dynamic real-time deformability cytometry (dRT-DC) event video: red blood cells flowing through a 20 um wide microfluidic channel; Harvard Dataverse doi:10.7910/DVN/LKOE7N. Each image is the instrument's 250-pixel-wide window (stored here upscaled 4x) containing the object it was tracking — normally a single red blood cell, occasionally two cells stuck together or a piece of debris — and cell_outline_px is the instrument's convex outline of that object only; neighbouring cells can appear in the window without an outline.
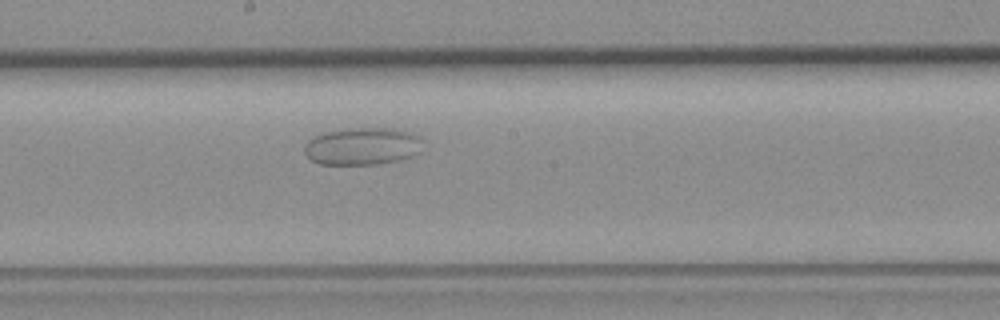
{"species": "common noctule bat (a hibernating species)", "species_latin": "Nyctalus noctula", "temperature_condition": "room temperature", "stored_images_in_passage": 9, "camera_frame_rate_fps": 3000, "um_per_image_px": 0.085, "animal": {"sex": "female", "body_mass_g": 19.3, "forearm_length_mm": 54.1}, "frame": {"image": 1, "passage_image": 9, "time_ms": 9.0, "image_size_px": [1000, 320], "cell_outline_px": [[420, 152], [412, 156], [396, 160], [376, 164], [320, 164], [312, 160], [304, 152], [304, 144], [308, 140], [324, 132], [348, 128], [396, 128], [412, 132], [420, 136]], "centroid_in_image_um": [30.8, 12.41], "position_along_channel_um": 217.4, "area_um2": 25.78}}